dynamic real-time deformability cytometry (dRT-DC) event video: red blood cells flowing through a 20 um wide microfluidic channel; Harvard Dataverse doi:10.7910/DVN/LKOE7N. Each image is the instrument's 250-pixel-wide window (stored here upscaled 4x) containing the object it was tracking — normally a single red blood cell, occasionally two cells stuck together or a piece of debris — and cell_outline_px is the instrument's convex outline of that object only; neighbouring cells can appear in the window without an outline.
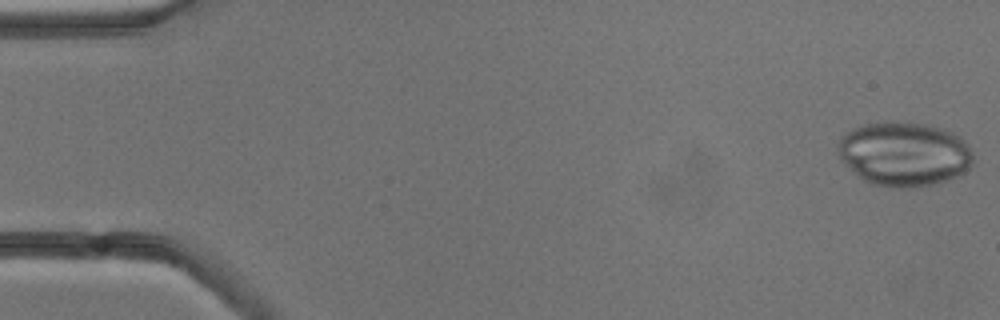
{"species": "common noctule bat (a hibernating species)", "species_latin": "Nyctalus noctula", "temperature_condition": "cold", "stored_images_in_passage": 6, "camera_frame_rate_fps": 3000, "um_per_image_px": 0.085, "animal": {"sex": "male", "body_mass_g": 13.3}, "frame": {"image": 1, "passage_image": 1, "time_ms": 0.0, "image_size_px": [1000, 320], "cell_outline_px": [[972, 164], [964, 172], [956, 176], [932, 184], [912, 188], [892, 188], [872, 184], [856, 176], [840, 160], [836, 148], [840, 136], [856, 128], [868, 124], [924, 124], [940, 128], [952, 132], [960, 136], [968, 144], [972, 152]], "centroid_in_image_um": [76.83, 13.13], "position_along_channel_um": 8.2, "area_um2": 50.17}}